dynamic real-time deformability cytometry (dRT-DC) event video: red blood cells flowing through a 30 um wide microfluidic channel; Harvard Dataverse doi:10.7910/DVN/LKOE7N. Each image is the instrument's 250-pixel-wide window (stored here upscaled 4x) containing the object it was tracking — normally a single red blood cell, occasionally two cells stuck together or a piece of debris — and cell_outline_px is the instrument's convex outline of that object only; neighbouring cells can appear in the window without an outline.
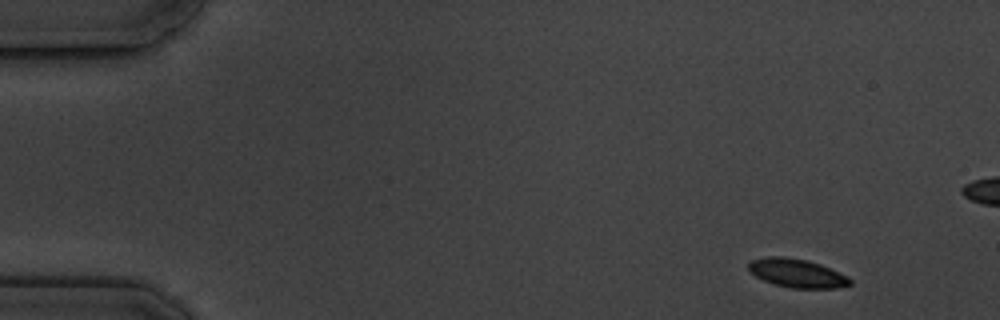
{"species": "common noctule bat (a hibernating species)", "species_latin": "Nyctalus noctula", "temperature_condition": "cold", "stored_images_in_passage": 7, "camera_frame_rate_fps": 3000, "um_per_image_px": 0.085, "animal": {"sex": "male", "body_mass_g": 19.5, "forearm_length_mm": 54.6}, "frame": {"image": 1, "passage_image": 1, "time_ms": 0.0, "image_size_px": [1000, 320], "cell_outline_px": [[852, 284], [836, 288], [792, 288], [776, 284], [764, 280], [756, 276], [748, 268], [748, 264], [752, 260], [768, 256], [784, 256], [808, 260], [820, 264], [848, 276], [852, 280]], "centroid_in_image_um": [67.77, 23.21], "position_along_channel_um": 17.2, "area_um2": 16.82}}
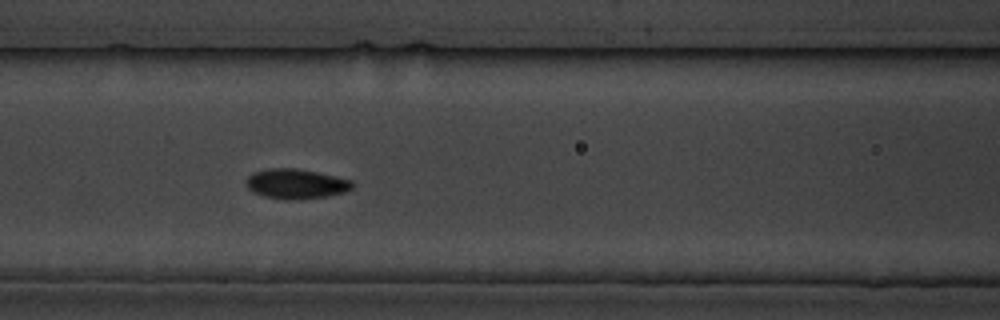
{"frame": {"image": 2, "passage_image": 7, "time_ms": 6.667, "image_size_px": [1000, 320], "cell_outline_px": [[356, 184], [352, 188], [344, 192], [328, 196], [296, 200], [288, 200], [264, 196], [252, 192], [248, 188], [248, 176], [252, 172], [268, 168], [296, 168], [336, 176], [352, 180]], "centroid_in_image_um": [25.19, 15.62], "position_along_channel_um": 141.4, "area_um2": 18.55}}